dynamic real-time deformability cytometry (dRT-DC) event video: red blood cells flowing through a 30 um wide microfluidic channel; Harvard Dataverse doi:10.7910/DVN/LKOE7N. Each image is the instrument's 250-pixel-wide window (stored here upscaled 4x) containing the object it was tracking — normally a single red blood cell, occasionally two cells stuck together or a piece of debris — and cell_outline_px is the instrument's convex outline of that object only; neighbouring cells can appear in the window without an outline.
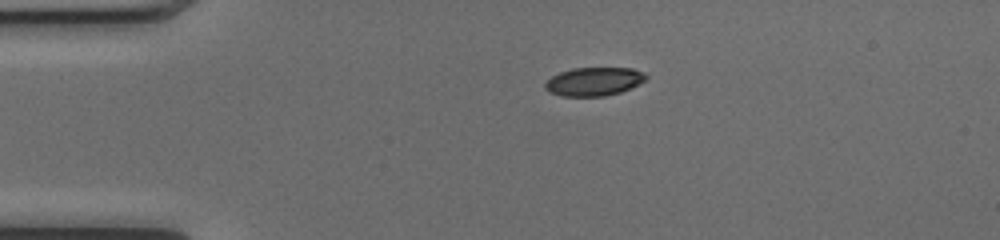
{"species": "common noctule bat (a hibernating species)", "species_latin": "Nyctalus noctula", "temperature_condition": "cold", "stored_images_in_passage": 41, "camera_frame_rate_fps": 3000, "um_per_image_px": 0.085, "animal": {"sex": "female", "body_mass_g": 17.0, "forearm_length_mm": 48.0}, "frame": {"image": 1, "passage_image": 1, "time_ms": 0.0, "image_size_px": [1000, 240], "cell_outline_px": [[648, 80], [620, 92], [604, 96], [560, 96], [544, 88], [544, 84], [552, 76], [560, 72], [572, 68], [632, 68], [648, 76]], "centroid_in_image_um": [50.49, 6.93], "position_along_channel_um": 34.5, "area_um2": 16.65}}
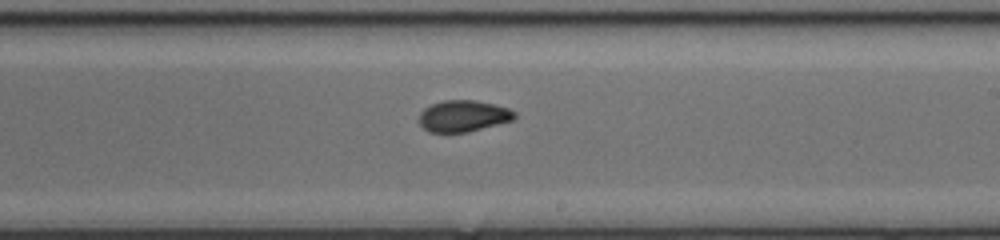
{"frame": {"image": 2, "passage_image": 20, "time_ms": 6.333, "image_size_px": [1000, 240], "cell_outline_px": [[516, 116], [512, 120], [468, 132], [428, 132], [420, 124], [420, 112], [424, 108], [432, 104], [444, 100], [476, 100], [508, 108], [516, 112]], "centroid_in_image_um": [39.37, 9.86], "position_along_channel_um": 249.6, "area_um2": 17.34}}
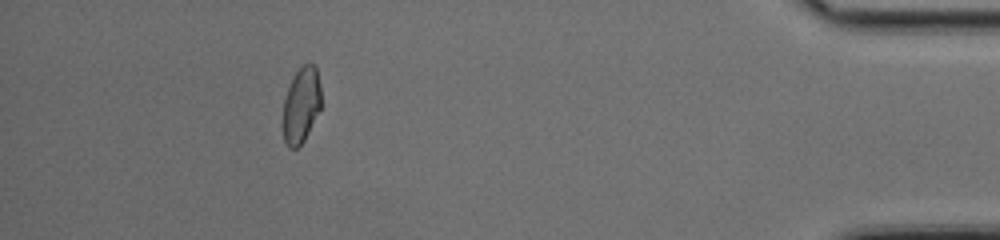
{"frame": {"image": 3, "passage_image": 36, "time_ms": 11.667, "image_size_px": [1000, 240], "cell_outline_px": [[320, 108], [304, 140], [296, 148], [288, 148], [284, 140], [284, 100], [292, 76], [304, 64], [312, 64], [316, 68], [320, 84]], "centroid_in_image_um": [25.6, 8.92], "position_along_channel_um": 409.6, "area_um2": 16.42}, "authors_computed_cell_mechanics": {"area_um2": 17.5712, "velocity_mm_per_s": 4.0862, "shape_relaxation_time_tau1_ms": 4.7134, "shape_relaxation_time_tau2_ms": 1.7933, "deformation_change_tau1": 0.1448, "deformation_change_tau2": 0.0542}}